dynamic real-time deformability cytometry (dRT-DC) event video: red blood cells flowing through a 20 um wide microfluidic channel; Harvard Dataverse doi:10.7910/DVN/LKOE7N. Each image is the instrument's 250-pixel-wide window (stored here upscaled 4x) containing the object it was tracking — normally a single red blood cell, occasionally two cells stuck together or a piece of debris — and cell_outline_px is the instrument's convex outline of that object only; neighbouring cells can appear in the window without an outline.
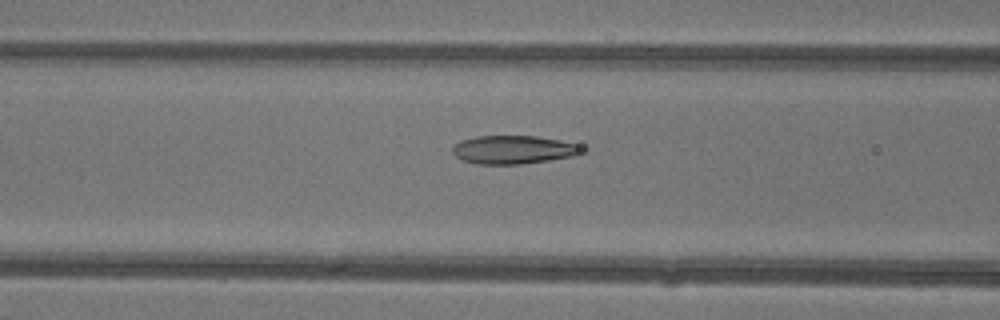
{"species": "common noctule bat (a hibernating species)", "species_latin": "Nyctalus noctula", "temperature_condition": "warm", "stored_images_in_passage": 42, "camera_frame_rate_fps": 3000, "um_per_image_px": 0.085, "animal": {"sex": "female"}, "frame": {"image": 1, "passage_image": 15, "time_ms": 4.667, "image_size_px": [1000, 320], "cell_outline_px": [[588, 152], [572, 156], [548, 160], [520, 164], [476, 164], [460, 160], [452, 152], [452, 144], [460, 140], [476, 136], [536, 136], [560, 140], [576, 144], [588, 148]], "centroid_in_image_um": [43.64, 12.72], "position_along_channel_um": 123.0, "area_um2": 21.73}}
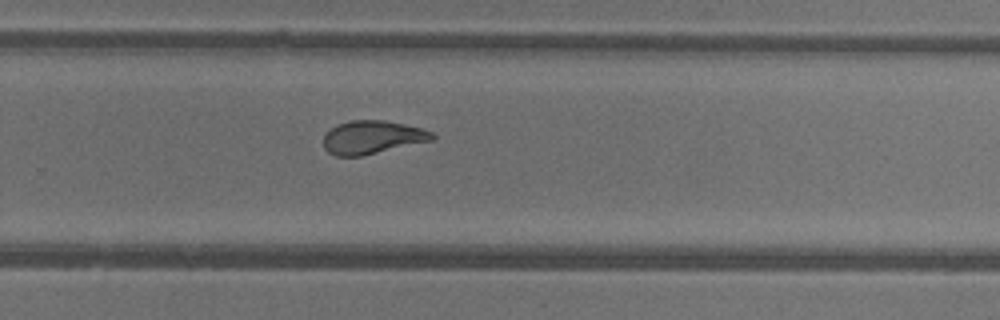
{"frame": {"image": 2, "passage_image": 27, "time_ms": 8.667, "image_size_px": [1000, 320], "cell_outline_px": [[436, 136], [432, 140], [360, 156], [336, 156], [328, 152], [324, 148], [324, 136], [336, 124], [352, 120], [384, 120], [424, 128], [432, 132]], "centroid_in_image_um": [31.64, 11.66], "position_along_channel_um": 298.2, "area_um2": 20.92}}
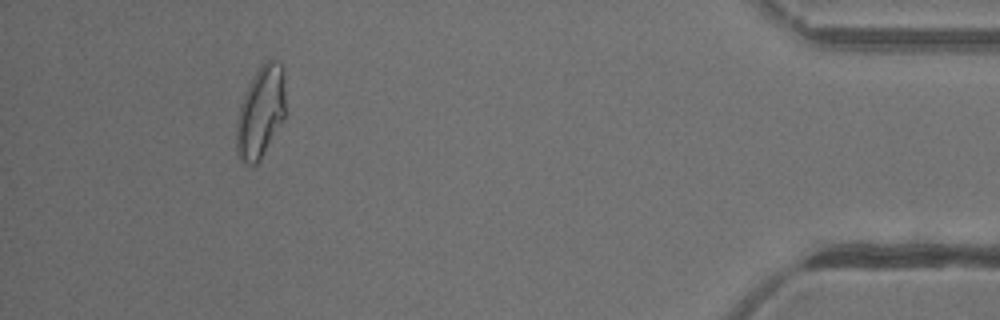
{"frame": {"image": 3, "passage_image": 39, "time_ms": 12.667, "image_size_px": [1000, 320], "cell_outline_px": [[284, 116], [260, 160], [256, 164], [248, 164], [240, 160], [236, 152], [236, 120], [240, 104], [244, 92], [248, 84], [260, 64], [264, 60], [272, 60], [280, 64], [284, 68]], "centroid_in_image_um": [22.12, 9.5], "position_along_channel_um": 413.1, "area_um2": 26.18}, "authors_computed_cell_mechanics": {"area_um2": 22.7154, "velocity_mm_per_s": 4.3935, "shape_relaxation_time_tau1_ms": 6.7191, "shape_relaxation_time_tau2_ms": 1.8071, "deformation_change_tau1": 0.2273, "deformation_change_tau2": 0.0616}}